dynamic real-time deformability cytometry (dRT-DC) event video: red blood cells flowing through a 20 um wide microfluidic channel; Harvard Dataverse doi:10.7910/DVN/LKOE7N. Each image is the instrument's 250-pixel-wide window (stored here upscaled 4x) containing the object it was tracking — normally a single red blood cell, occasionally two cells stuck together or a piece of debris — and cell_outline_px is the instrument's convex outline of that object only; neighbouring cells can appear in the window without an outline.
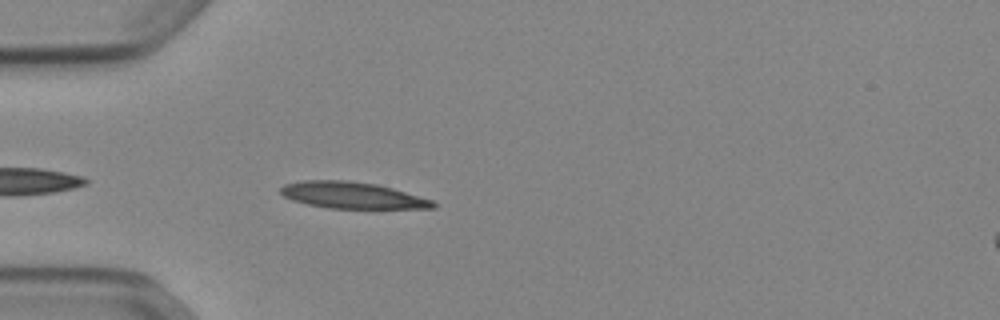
{"species": "Egyptian fruit bat (a non-hibernating species)", "species_latin": "Rousettus aegyptiacus", "temperature_condition": "cold", "stored_images_in_passage": 40, "camera_frame_rate_fps": 3000, "um_per_image_px": 0.085, "animal": {"sex": "female"}, "frame": {"image": 1, "passage_image": 3, "time_ms": 0.667, "image_size_px": [1000, 320], "cell_outline_px": [[436, 208], [372, 212], [328, 208], [308, 204], [292, 200], [284, 196], [280, 192], [280, 188], [284, 184], [304, 180], [348, 180], [376, 184], [392, 188], [432, 200], [436, 204]], "centroid_in_image_um": [30.05, 16.67], "position_along_channel_um": 54.9, "area_um2": 24.91}}
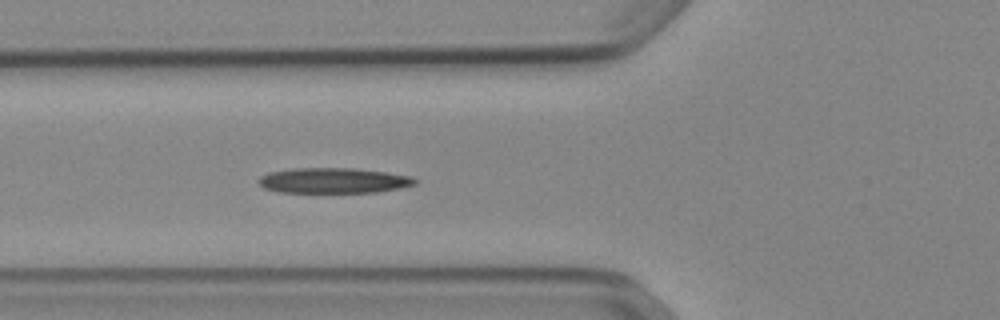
{"frame": {"image": 2, "passage_image": 7, "time_ms": 2.0, "image_size_px": [1000, 320], "cell_outline_px": [[416, 184], [400, 188], [376, 192], [280, 192], [264, 188], [260, 184], [260, 176], [268, 172], [292, 168], [352, 168], [384, 172], [412, 176], [416, 180]], "centroid_in_image_um": [28.34, 15.34], "position_along_channel_um": 97.5, "area_um2": 22.95}}
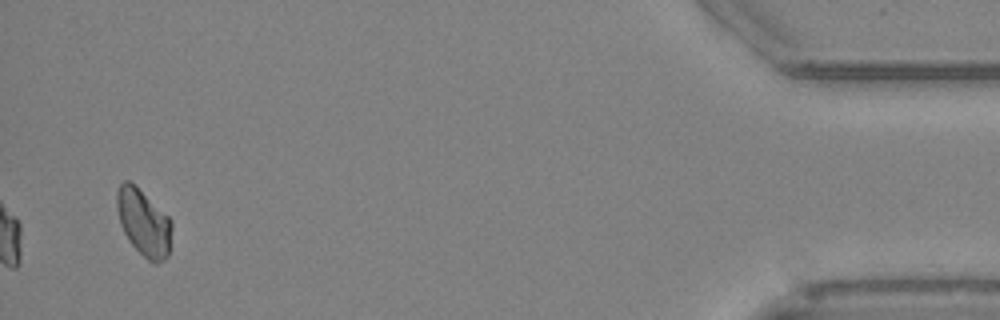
{"frame": {"image": 3, "passage_image": 38, "time_ms": 12.333, "image_size_px": [1000, 320], "cell_outline_px": [[172, 228], [168, 256], [164, 260], [156, 264], [152, 264], [128, 240], [120, 224], [116, 204], [116, 192], [120, 184], [124, 180], [128, 180], [136, 184], [172, 220]], "centroid_in_image_um": [12.21, 18.9], "position_along_channel_um": 423.0, "area_um2": 21.56}, "authors_computed_cell_mechanics": {"area_um2": 22.1374, "velocity_mm_per_s": 3.8831, "shape_relaxation_time_tau1_ms": 6.0586, "shape_relaxation_time_tau2_ms": null, "deformation_change_tau1": 0.1242, "deformation_change_tau2": null}}